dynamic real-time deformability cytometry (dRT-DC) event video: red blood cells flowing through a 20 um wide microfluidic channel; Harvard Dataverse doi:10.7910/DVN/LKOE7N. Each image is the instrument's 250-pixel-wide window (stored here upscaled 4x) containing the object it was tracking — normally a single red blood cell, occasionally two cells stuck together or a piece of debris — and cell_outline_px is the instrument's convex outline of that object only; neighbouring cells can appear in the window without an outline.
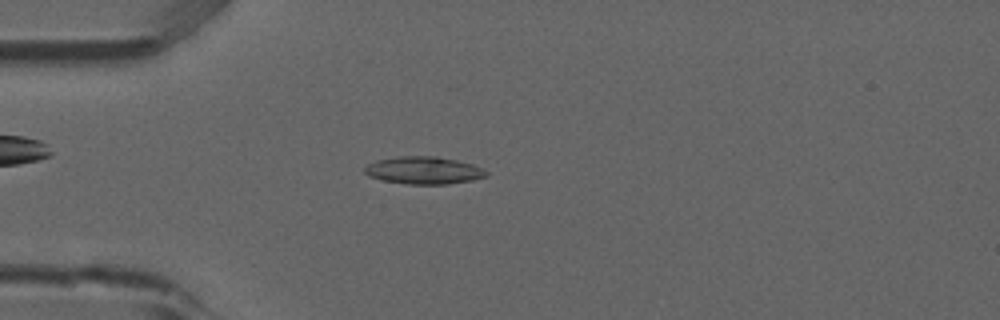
{"species": "common noctule bat (a hibernating species)", "species_latin": "Nyctalus noctula", "temperature_condition": "room temperature", "stored_images_in_passage": 3, "camera_frame_rate_fps": 3000, "um_per_image_px": 0.085, "animal": {"sex": "male", "forearm_length_mm": 52.5}, "frame": {"image": 1, "passage_image": 3, "time_ms": 0.667, "image_size_px": [1000, 320], "cell_outline_px": [[488, 176], [472, 180], [448, 184], [408, 184], [384, 180], [368, 176], [364, 172], [364, 168], [368, 164], [376, 160], [400, 156], [436, 156], [456, 160], [472, 164], [488, 172]], "centroid_in_image_um": [36.01, 14.48], "position_along_channel_um": 49.0, "area_um2": 19.36}}